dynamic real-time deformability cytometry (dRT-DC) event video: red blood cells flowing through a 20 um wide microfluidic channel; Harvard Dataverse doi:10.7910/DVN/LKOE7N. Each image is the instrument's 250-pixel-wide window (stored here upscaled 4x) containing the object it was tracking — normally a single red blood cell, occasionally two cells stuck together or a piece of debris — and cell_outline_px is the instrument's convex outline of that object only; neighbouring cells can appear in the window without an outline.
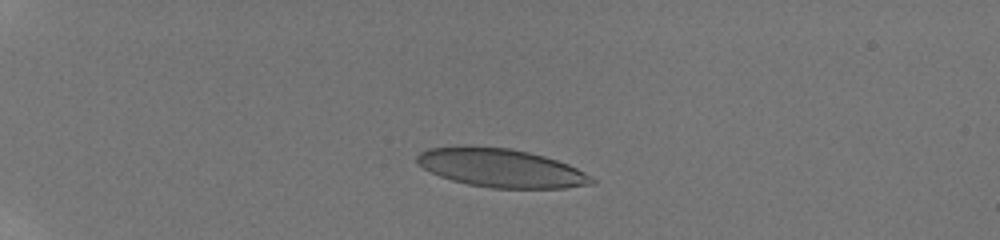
{"species": "human", "species_latin": "Homo sapiens", "temperature_condition": "room temperature", "stored_images_in_passage": 32, "camera_frame_rate_fps": 3000, "um_per_image_px": 0.085, "donor": {"sex": "male"}, "frame": {"image": 1, "passage_image": 12, "time_ms": 3.667, "image_size_px": [1000, 240], "cell_outline_px": [[596, 184], [564, 188], [492, 188], [468, 184], [452, 180], [440, 176], [416, 164], [416, 156], [420, 152], [428, 148], [468, 144], [508, 148], [528, 152], [544, 156], [568, 164], [584, 172], [596, 180]], "centroid_in_image_um": [42.55, 14.26], "position_along_channel_um": 42.4, "area_um2": 39.59}}
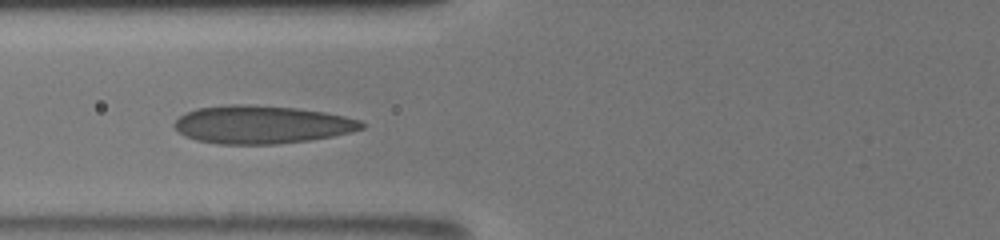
{"frame": {"image": 2, "passage_image": 25, "time_ms": 7.0, "image_size_px": [1000, 240], "cell_outline_px": [[364, 128], [332, 136], [308, 140], [276, 144], [220, 144], [196, 140], [184, 136], [172, 124], [180, 116], [196, 108], [228, 104], [252, 104], [296, 108], [324, 112], [344, 116], [360, 120], [364, 124]], "centroid_in_image_um": [22.21, 10.58], "position_along_channel_um": 103.6, "area_um2": 41.38}}
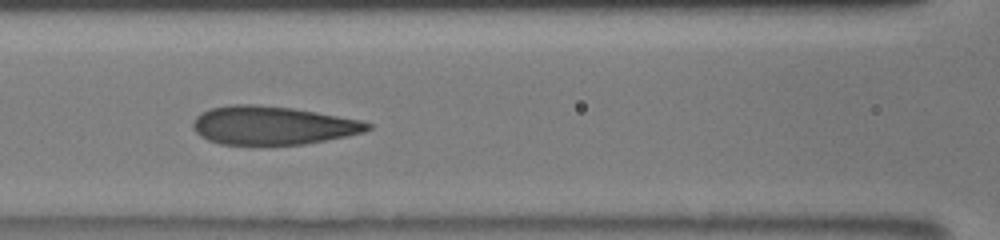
{"frame": {"image": 3, "passage_image": 31, "time_ms": 8.0, "image_size_px": [1000, 240], "cell_outline_px": [[372, 128], [364, 132], [348, 136], [304, 144], [220, 144], [208, 140], [200, 136], [192, 128], [192, 120], [200, 112], [212, 108], [228, 104], [252, 104], [292, 108], [316, 112], [360, 120], [372, 124]], "centroid_in_image_um": [23.14, 10.65], "position_along_channel_um": 143.5, "area_um2": 39.13}}